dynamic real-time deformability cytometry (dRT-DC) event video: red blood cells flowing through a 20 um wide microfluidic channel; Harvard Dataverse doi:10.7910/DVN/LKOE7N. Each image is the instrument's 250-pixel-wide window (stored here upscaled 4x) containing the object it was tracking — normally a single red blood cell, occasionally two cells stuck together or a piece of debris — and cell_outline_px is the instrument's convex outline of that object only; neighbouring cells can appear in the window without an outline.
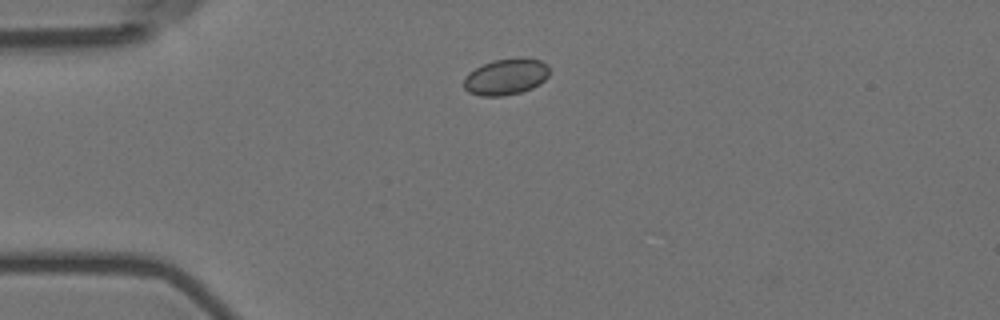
{"species": "Egyptian fruit bat (a non-hibernating species)", "species_latin": "Rousettus aegyptiacus", "temperature_condition": "room temperature", "stored_images_in_passage": 4, "camera_frame_rate_fps": 3000, "um_per_image_px": 0.085, "animal": {"sex": "female"}, "frame": {"image": 1, "passage_image": 2, "time_ms": 0.333, "image_size_px": [1000, 320], "cell_outline_px": [[548, 76], [540, 84], [532, 88], [520, 92], [504, 96], [480, 96], [468, 92], [464, 88], [464, 76], [468, 72], [492, 60], [520, 56], [524, 56], [540, 60], [548, 64]], "centroid_in_image_um": [43.01, 6.5], "position_along_channel_um": 42.0, "area_um2": 18.44}}
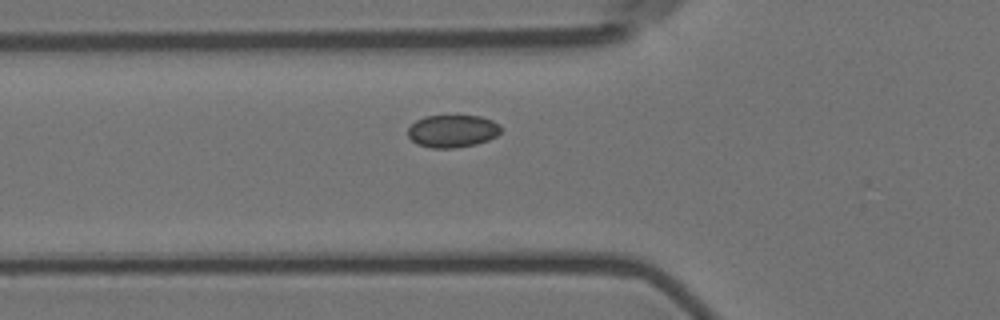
{"frame": {"image": 2, "passage_image": 4, "time_ms": 1.0, "image_size_px": [1000, 320], "cell_outline_px": [[500, 132], [496, 136], [488, 140], [476, 144], [456, 148], [432, 148], [416, 144], [408, 136], [408, 128], [416, 120], [424, 116], [480, 116], [492, 120], [500, 124]], "centroid_in_image_um": [38.45, 11.15], "position_along_channel_um": 87.3, "area_um2": 17.69}}